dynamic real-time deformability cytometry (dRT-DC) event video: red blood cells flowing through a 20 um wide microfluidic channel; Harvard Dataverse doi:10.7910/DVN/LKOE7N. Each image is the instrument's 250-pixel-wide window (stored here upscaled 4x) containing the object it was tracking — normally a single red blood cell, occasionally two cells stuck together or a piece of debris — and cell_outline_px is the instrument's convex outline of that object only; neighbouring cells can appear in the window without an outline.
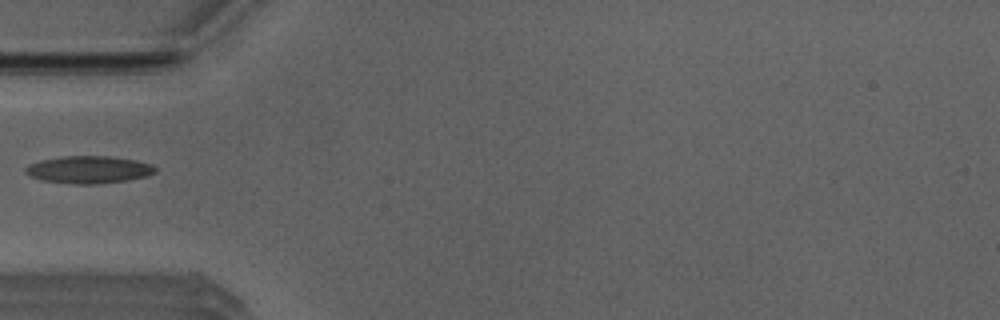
{"species": "Egyptian fruit bat (a non-hibernating species)", "species_latin": "Rousettus aegyptiacus", "temperature_condition": "room temperature", "stored_images_in_passage": 36, "camera_frame_rate_fps": 3000, "um_per_image_px": 0.085, "animal": {"sex": "male"}, "frame": {"image": 1, "passage_image": 1, "time_ms": 0.0, "image_size_px": [1000, 320], "cell_outline_px": [[156, 172], [148, 176], [128, 180], [96, 184], [72, 184], [40, 180], [28, 176], [24, 172], [24, 168], [28, 164], [40, 160], [64, 156], [108, 156], [136, 160], [152, 164], [156, 168]], "centroid_in_image_um": [7.51, 14.42], "position_along_channel_um": 77.5, "area_um2": 20.98}}
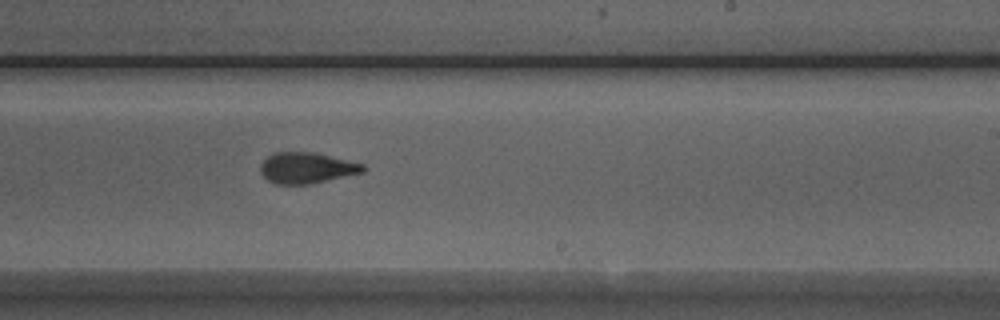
{"frame": {"image": 2, "passage_image": 15, "time_ms": 4.667, "image_size_px": [1000, 320], "cell_outline_px": [[368, 168], [364, 172], [312, 184], [276, 184], [268, 180], [260, 172], [260, 164], [272, 152], [312, 152], [364, 164]], "centroid_in_image_um": [26.07, 14.28], "position_along_channel_um": 262.9, "area_um2": 18.55}}
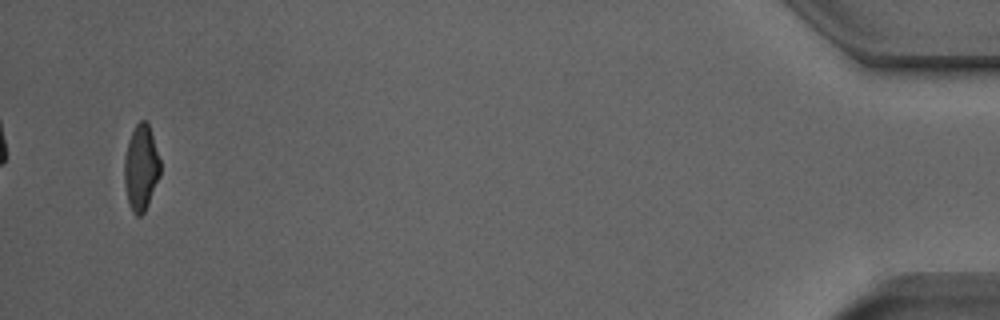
{"frame": {"image": 3, "passage_image": 34, "time_ms": 11.0, "image_size_px": [1000, 320], "cell_outline_px": [[160, 176], [148, 204], [144, 212], [140, 216], [136, 216], [132, 212], [128, 204], [124, 184], [124, 156], [132, 132], [136, 124], [140, 120], [148, 120], [160, 160]], "centroid_in_image_um": [11.98, 14.26], "position_along_channel_um": 423.2, "area_um2": 18.09}}